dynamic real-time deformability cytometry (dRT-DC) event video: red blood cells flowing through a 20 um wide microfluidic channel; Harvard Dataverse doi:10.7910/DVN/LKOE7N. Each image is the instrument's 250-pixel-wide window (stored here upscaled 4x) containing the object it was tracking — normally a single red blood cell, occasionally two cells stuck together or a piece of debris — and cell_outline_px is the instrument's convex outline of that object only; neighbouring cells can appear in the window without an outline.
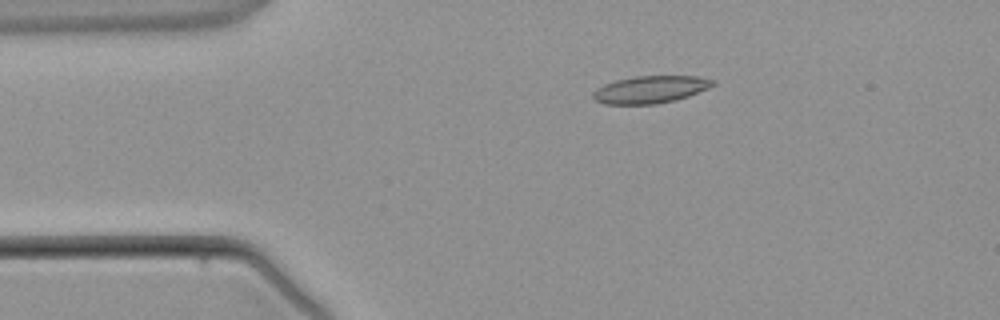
{"species": "common noctule bat (a hibernating species)", "species_latin": "Nyctalus noctula", "temperature_condition": "warm", "stored_images_in_passage": 3, "camera_frame_rate_fps": 3000, "um_per_image_px": 0.085, "animal": {"sex": "male", "body_mass_g": 21.5, "forearm_length_mm": 52.0}, "frame": {"image": 1, "passage_image": 3, "time_ms": 2.333, "image_size_px": [1000, 320], "cell_outline_px": [[716, 84], [708, 88], [688, 96], [672, 100], [652, 104], [604, 104], [596, 100], [592, 96], [592, 92], [596, 88], [604, 84], [616, 80], [632, 76], [700, 76], [716, 80]], "centroid_in_image_um": [55.28, 7.59], "position_along_channel_um": 29.7, "area_um2": 19.07}}